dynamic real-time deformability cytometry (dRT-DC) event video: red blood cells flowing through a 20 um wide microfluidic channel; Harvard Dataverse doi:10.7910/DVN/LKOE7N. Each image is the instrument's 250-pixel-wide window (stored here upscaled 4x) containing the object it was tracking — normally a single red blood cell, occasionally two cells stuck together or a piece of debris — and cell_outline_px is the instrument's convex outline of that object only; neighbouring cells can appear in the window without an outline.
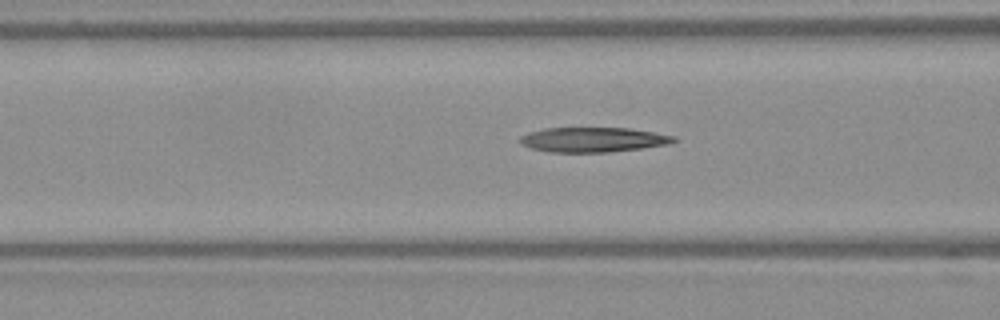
{"species": "Egyptian fruit bat (a non-hibernating species)", "species_latin": "Rousettus aegyptiacus", "temperature_condition": "warm", "stored_images_in_passage": 15, "camera_frame_rate_fps": 3000, "um_per_image_px": 0.085, "frame": {"image": 1, "passage_image": 7, "time_ms": 2.0, "image_size_px": [1000, 320], "cell_outline_px": [[676, 140], [668, 144], [640, 148], [608, 152], [548, 152], [532, 148], [520, 144], [516, 140], [520, 136], [528, 132], [544, 128], [628, 128], [676, 136]], "centroid_in_image_um": [50.33, 11.87], "position_along_channel_um": 116.3, "area_um2": 22.2}}
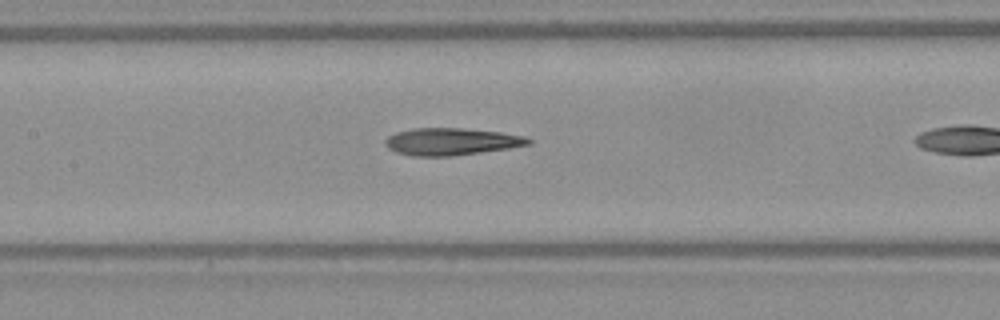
{"frame": {"image": 2, "passage_image": 11, "time_ms": 3.333, "image_size_px": [1000, 320], "cell_outline_px": [[532, 144], [508, 148], [452, 156], [412, 156], [396, 152], [388, 148], [384, 144], [384, 140], [388, 136], [396, 132], [412, 128], [464, 128], [500, 132], [524, 136], [532, 140]], "centroid_in_image_um": [38.33, 12.03], "position_along_channel_um": 169.1, "area_um2": 22.72}}